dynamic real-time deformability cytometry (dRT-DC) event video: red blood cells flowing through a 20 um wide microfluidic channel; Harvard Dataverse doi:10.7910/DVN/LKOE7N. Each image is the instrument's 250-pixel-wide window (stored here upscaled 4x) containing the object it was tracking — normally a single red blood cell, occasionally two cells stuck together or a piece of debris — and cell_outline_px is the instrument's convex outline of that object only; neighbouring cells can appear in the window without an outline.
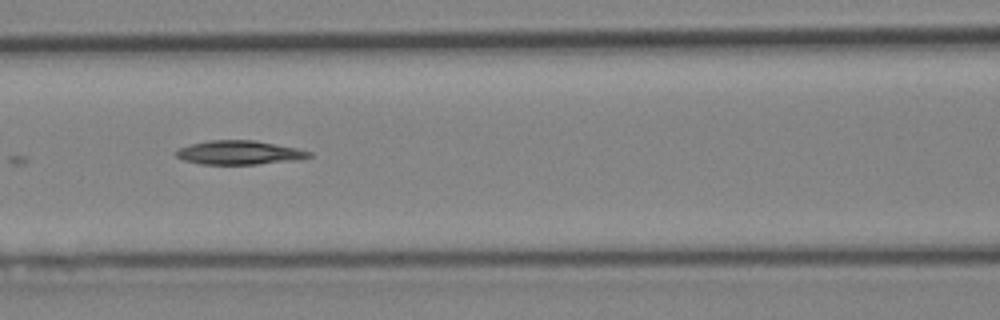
{"species": "Egyptian fruit bat (a non-hibernating species)", "species_latin": "Rousettus aegyptiacus", "temperature_condition": "cold", "stored_images_in_passage": 8, "camera_frame_rate_fps": 3000, "um_per_image_px": 0.085, "animal": {"sex": "female"}, "frame": {"image": 1, "passage_image": 8, "time_ms": 8.0, "image_size_px": [1000, 320], "cell_outline_px": [[312, 156], [300, 160], [256, 164], [200, 164], [184, 160], [176, 156], [176, 152], [180, 148], [192, 144], [208, 140], [256, 140], [296, 148], [312, 152]], "centroid_in_image_um": [20.38, 12.97], "position_along_channel_um": 146.2, "area_um2": 18.5}}